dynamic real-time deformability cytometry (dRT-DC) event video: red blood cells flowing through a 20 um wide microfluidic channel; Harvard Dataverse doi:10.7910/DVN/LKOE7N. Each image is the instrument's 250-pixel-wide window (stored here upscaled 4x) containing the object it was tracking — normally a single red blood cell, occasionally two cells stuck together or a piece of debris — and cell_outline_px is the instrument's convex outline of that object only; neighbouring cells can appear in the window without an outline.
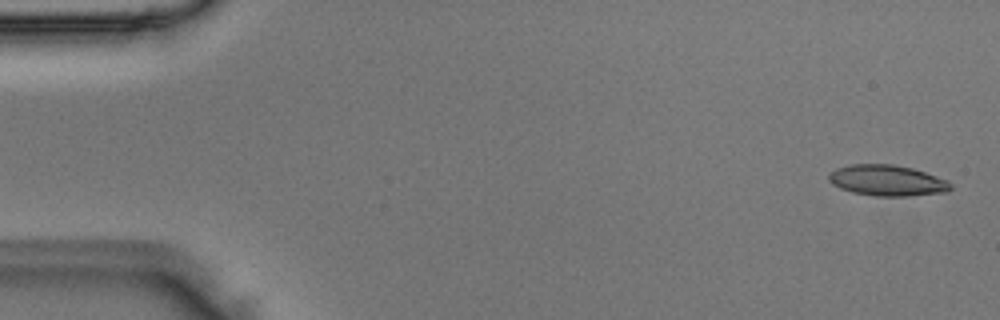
{"species": "Egyptian fruit bat (a non-hibernating species)", "species_latin": "Rousettus aegyptiacus", "temperature_condition": "room temperature", "stored_images_in_passage": 49, "camera_frame_rate_fps": 3000, "um_per_image_px": 0.085, "animal": {"sex": "male"}, "frame": {"image": 1, "passage_image": 1, "time_ms": 0.0, "image_size_px": [1000, 320], "cell_outline_px": [[952, 188], [948, 192], [908, 196], [876, 196], [852, 192], [840, 188], [832, 184], [828, 180], [828, 176], [836, 168], [848, 164], [892, 164], [912, 168], [948, 180], [952, 184]], "centroid_in_image_um": [75.42, 15.34], "position_along_channel_um": 9.6, "area_um2": 22.02}}
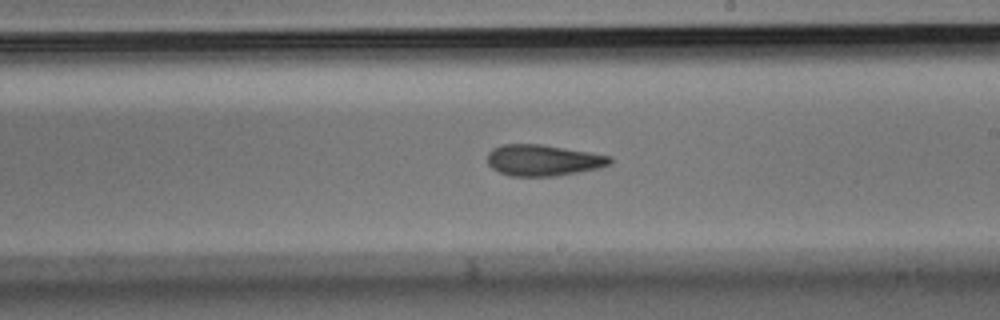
{"frame": {"image": 2, "passage_image": 28, "time_ms": 9.0, "image_size_px": [1000, 320], "cell_outline_px": [[612, 164], [600, 168], [552, 176], [508, 176], [492, 168], [488, 164], [488, 152], [492, 148], [500, 144], [540, 144], [612, 156]], "centroid_in_image_um": [46.15, 13.62], "position_along_channel_um": 242.8, "area_um2": 22.25}}
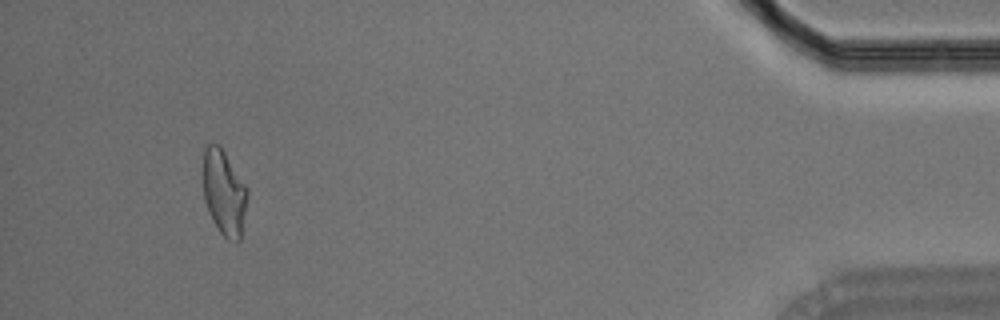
{"frame": {"image": 3, "passage_image": 46, "time_ms": 15.0, "image_size_px": [1000, 320], "cell_outline_px": [[248, 196], [240, 240], [228, 240], [220, 232], [212, 220], [208, 212], [204, 200], [200, 176], [200, 172], [204, 148], [208, 144], [220, 144], [248, 188]], "centroid_in_image_um": [18.99, 16.3], "position_along_channel_um": 416.2, "area_um2": 22.83}}